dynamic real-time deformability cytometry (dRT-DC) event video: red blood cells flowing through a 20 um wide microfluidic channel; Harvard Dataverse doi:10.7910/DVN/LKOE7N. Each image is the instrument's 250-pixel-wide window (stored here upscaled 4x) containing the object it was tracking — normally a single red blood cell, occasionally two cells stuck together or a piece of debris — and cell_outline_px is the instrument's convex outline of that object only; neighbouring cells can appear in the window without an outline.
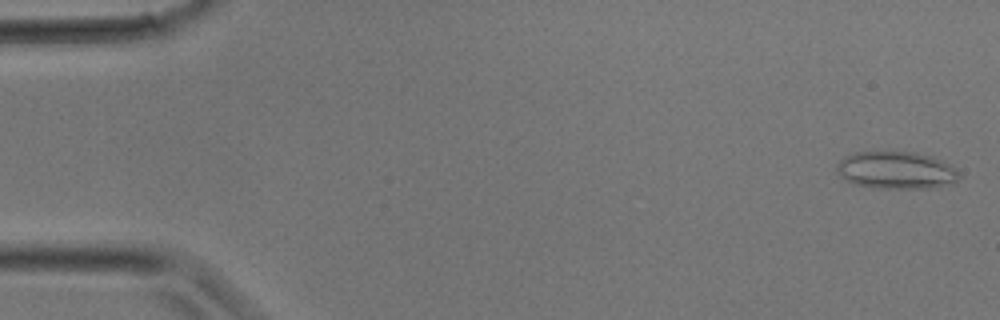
{"species": "common noctule bat (a hibernating species)", "species_latin": "Nyctalus noctula", "temperature_condition": "room temperature", "stored_images_in_passage": 2, "camera_frame_rate_fps": 3000, "um_per_image_px": 0.085, "animal": {"sex": "male", "body_mass_g": 17.9}, "frame": {"image": 1, "passage_image": 1, "time_ms": 0.0, "image_size_px": [1000, 320], "cell_outline_px": [[960, 176], [952, 184], [928, 188], [876, 188], [856, 184], [840, 176], [836, 172], [836, 164], [844, 156], [856, 152], [912, 152], [932, 156], [956, 168]], "centroid_in_image_um": [76.16, 14.47], "position_along_channel_um": 8.8, "area_um2": 26.59}}